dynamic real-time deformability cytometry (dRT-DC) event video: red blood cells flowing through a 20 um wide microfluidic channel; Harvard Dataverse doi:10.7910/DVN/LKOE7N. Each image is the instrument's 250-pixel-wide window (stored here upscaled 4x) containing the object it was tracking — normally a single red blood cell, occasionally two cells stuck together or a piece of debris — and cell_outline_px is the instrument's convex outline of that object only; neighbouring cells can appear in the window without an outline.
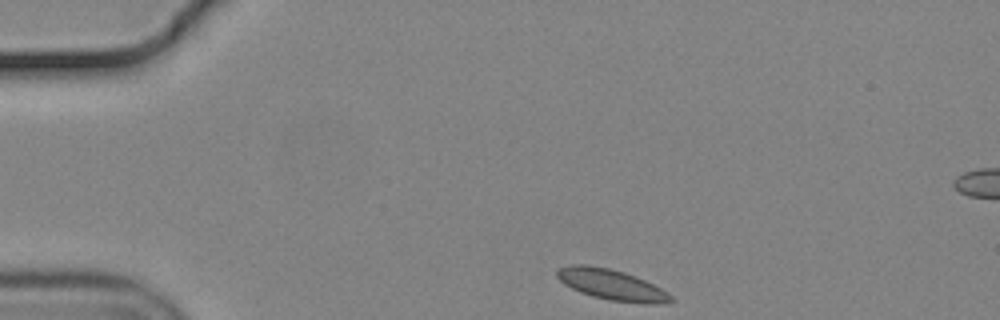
{"species": "common noctule bat (a hibernating species)", "species_latin": "Nyctalus noctula", "temperature_condition": "cold", "stored_images_in_passage": 38, "camera_frame_rate_fps": 3000, "um_per_image_px": 0.085, "animal": {"sex": "male", "body_mass_g": 19.2, "forearm_length_mm": 51.8}, "frame": {"image": 1, "passage_image": 1, "time_ms": 0.0, "image_size_px": [1000, 320], "cell_outline_px": [[676, 300], [660, 304], [644, 304], [608, 300], [592, 296], [580, 292], [564, 284], [556, 276], [556, 268], [568, 264], [588, 264], [608, 268], [624, 272], [636, 276], [668, 292]], "centroid_in_image_um": [51.97, 24.19], "position_along_channel_um": 33.0, "area_um2": 20.63}}
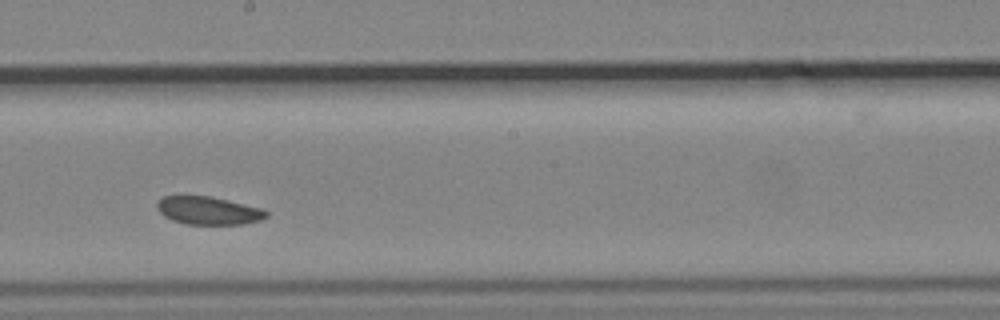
{"frame": {"image": 2, "passage_image": 22, "time_ms": 7.0, "image_size_px": [1000, 320], "cell_outline_px": [[268, 216], [260, 220], [244, 224], [184, 224], [172, 220], [164, 216], [156, 208], [156, 200], [164, 196], [208, 196], [228, 200], [260, 208], [268, 212]], "centroid_in_image_um": [17.67, 17.9], "position_along_channel_um": 230.5, "area_um2": 17.8}}
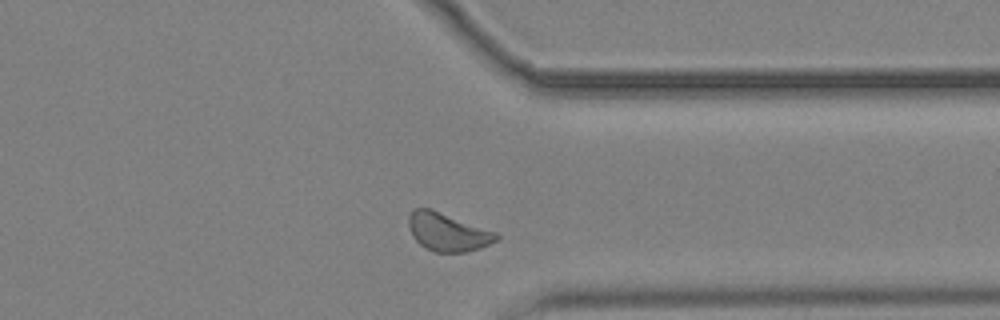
{"frame": {"image": 3, "passage_image": 34, "time_ms": 11.0, "image_size_px": [1000, 320], "cell_outline_px": [[500, 236], [496, 240], [480, 248], [468, 252], [436, 252], [424, 248], [412, 236], [408, 224], [408, 216], [412, 208], [432, 208], [496, 232]], "centroid_in_image_um": [38.02, 19.71], "position_along_channel_um": 373.4, "area_um2": 19.65}}